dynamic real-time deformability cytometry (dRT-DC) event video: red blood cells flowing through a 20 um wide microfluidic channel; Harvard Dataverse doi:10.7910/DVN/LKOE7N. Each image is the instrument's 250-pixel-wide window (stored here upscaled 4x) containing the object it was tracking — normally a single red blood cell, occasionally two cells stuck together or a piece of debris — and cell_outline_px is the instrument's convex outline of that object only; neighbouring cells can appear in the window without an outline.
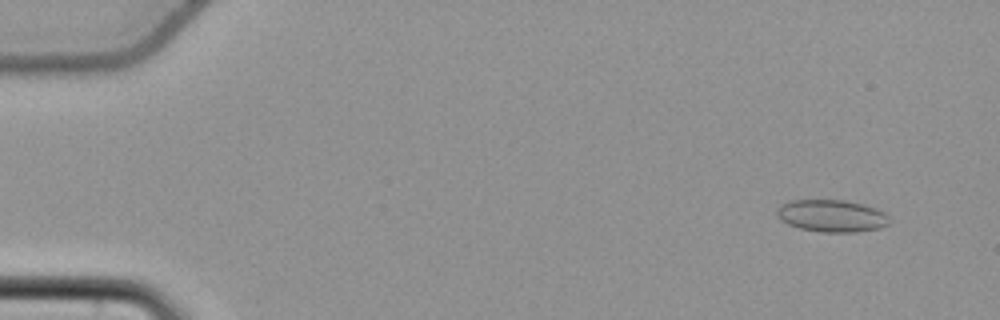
{"species": "common noctule bat (a hibernating species)", "species_latin": "Nyctalus noctula", "temperature_condition": "cold", "stored_images_in_passage": 6, "camera_frame_rate_fps": 3000, "um_per_image_px": 0.085, "animal": {"sex": "female", "body_mass_g": 22.7, "forearm_length_mm": 54.2}, "frame": {"image": 1, "passage_image": 2, "time_ms": 0.333, "image_size_px": [1000, 320], "cell_outline_px": [[892, 220], [888, 224], [880, 228], [856, 232], [820, 232], [800, 228], [788, 224], [780, 220], [776, 216], [776, 208], [780, 204], [792, 200], [844, 200], [864, 204], [876, 208], [884, 212]], "centroid_in_image_um": [70.69, 18.34], "position_along_channel_um": 14.3, "area_um2": 21.39}}